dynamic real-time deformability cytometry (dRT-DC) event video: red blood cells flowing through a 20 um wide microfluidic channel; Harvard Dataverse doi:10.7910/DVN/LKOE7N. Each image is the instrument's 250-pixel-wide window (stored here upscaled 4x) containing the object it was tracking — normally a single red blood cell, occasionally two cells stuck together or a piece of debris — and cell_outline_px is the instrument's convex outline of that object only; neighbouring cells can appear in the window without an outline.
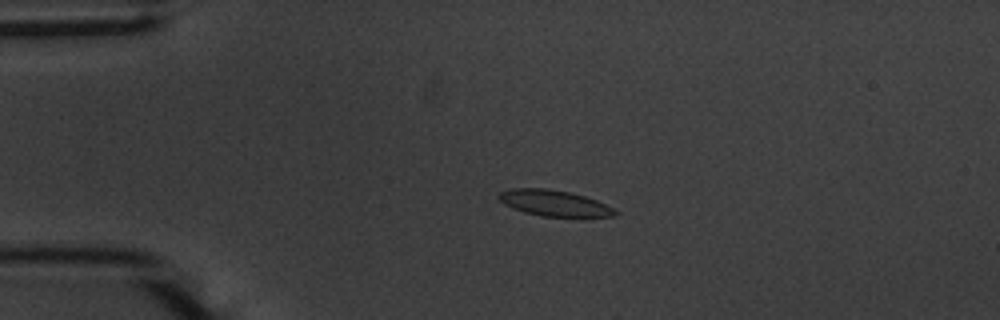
{"species": "common noctule bat (a hibernating species)", "species_latin": "Nyctalus noctula", "temperature_condition": "warm", "stored_images_in_passage": 56, "camera_frame_rate_fps": 3000, "um_per_image_px": 0.085, "animal": {"sex": "male", "body_mass_g": 20.1, "forearm_length_mm": 53.5}, "frame": {"image": 1, "passage_image": 13, "time_ms": 4.0, "image_size_px": [1000, 320], "cell_outline_px": [[620, 212], [616, 216], [540, 216], [524, 212], [512, 208], [504, 204], [496, 196], [500, 192], [512, 188], [544, 188], [568, 192], [584, 196], [596, 200]], "centroid_in_image_um": [47.06, 17.26], "position_along_channel_um": 37.9, "area_um2": 17.4}}
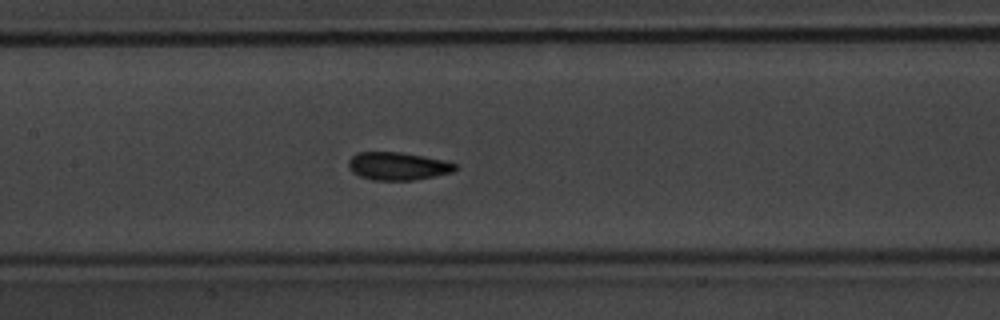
{"frame": {"image": 2, "passage_image": 27, "time_ms": 8.667, "image_size_px": [1000, 320], "cell_outline_px": [[460, 168], [452, 172], [416, 180], [372, 180], [360, 176], [352, 172], [348, 168], [348, 160], [356, 152], [400, 152], [424, 156], [444, 160], [456, 164]], "centroid_in_image_um": [33.81, 14.12], "position_along_channel_um": 173.6, "area_um2": 17.51}}
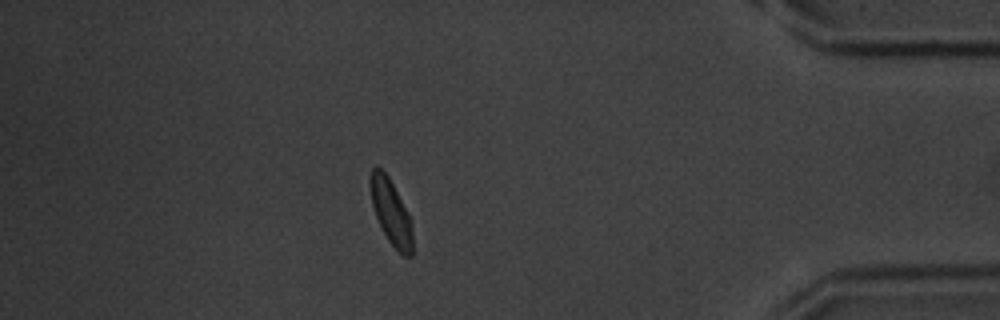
{"frame": {"image": 3, "passage_image": 49, "time_ms": 16.0, "image_size_px": [1000, 320], "cell_outline_px": [[412, 256], [404, 256], [388, 240], [376, 216], [372, 204], [368, 184], [368, 180], [372, 168], [376, 164], [388, 176], [408, 216], [412, 232]], "centroid_in_image_um": [33.17, 17.97], "position_along_channel_um": 402.0, "area_um2": 15.55}, "authors_computed_cell_mechanics": {"area_um2": 16.8776, "velocity_mm_per_s": 3.6508, "shape_relaxation_time_tau1_ms": 11.1725, "shape_relaxation_time_tau2_ms": 1.6883, "deformation_change_tau1": 0.2803, "deformation_change_tau2": 0.0735}}